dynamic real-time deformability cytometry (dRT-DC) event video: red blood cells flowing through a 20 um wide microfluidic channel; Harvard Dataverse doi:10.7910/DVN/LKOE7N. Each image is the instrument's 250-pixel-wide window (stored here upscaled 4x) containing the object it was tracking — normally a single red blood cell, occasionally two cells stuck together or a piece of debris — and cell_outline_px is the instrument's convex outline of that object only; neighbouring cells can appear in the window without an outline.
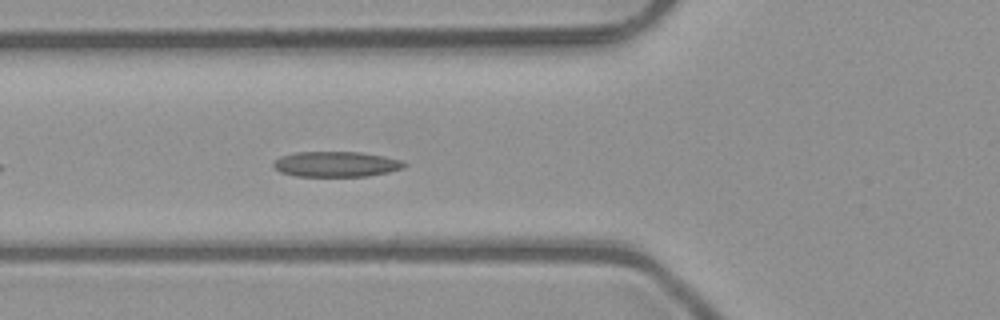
{"species": "common noctule bat (a hibernating species)", "species_latin": "Nyctalus noctula", "temperature_condition": "room temperature", "stored_images_in_passage": 5, "camera_frame_rate_fps": 3000, "um_per_image_px": 0.085, "animal": {"sex": "male", "body_mass_g": 23.1, "forearm_length_mm": 52.7}, "frame": {"image": 1, "passage_image": 5, "time_ms": 1.333, "image_size_px": [1000, 320], "cell_outline_px": [[408, 164], [404, 168], [388, 172], [368, 176], [296, 176], [280, 172], [272, 164], [280, 156], [296, 152], [360, 152], [384, 156], [404, 160]], "centroid_in_image_um": [28.62, 13.95], "position_along_channel_um": 97.2, "area_um2": 19.42}}